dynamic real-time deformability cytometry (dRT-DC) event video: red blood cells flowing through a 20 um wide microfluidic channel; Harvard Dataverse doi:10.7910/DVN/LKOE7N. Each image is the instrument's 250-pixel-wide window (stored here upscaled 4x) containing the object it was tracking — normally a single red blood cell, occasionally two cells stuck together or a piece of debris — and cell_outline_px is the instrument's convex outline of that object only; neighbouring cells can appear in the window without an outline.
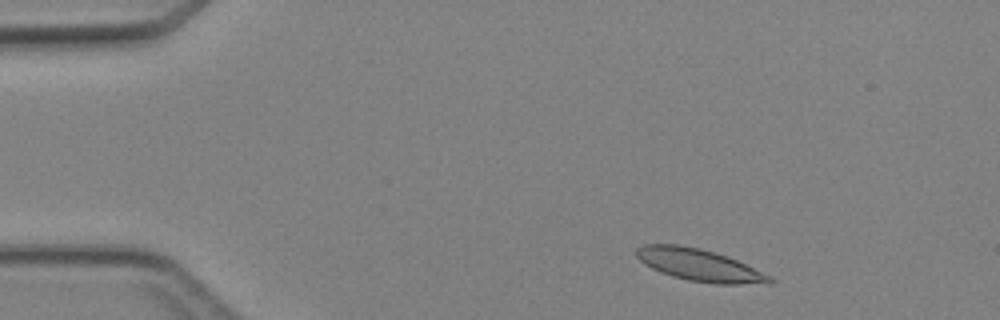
{"species": "Egyptian fruit bat (a non-hibernating species)", "species_latin": "Rousettus aegyptiacus", "temperature_condition": "cold", "stored_images_in_passage": 3, "camera_frame_rate_fps": 3000, "um_per_image_px": 0.085, "animal": {"sex": "female"}, "frame": {"image": 1, "passage_image": 1, "time_ms": 0.0, "image_size_px": [1000, 320], "cell_outline_px": [[776, 280], [772, 284], [716, 284], [688, 280], [672, 276], [660, 272], [644, 264], [636, 256], [636, 248], [644, 244], [680, 244], [700, 248], [716, 252], [728, 256], [772, 276]], "centroid_in_image_um": [59.48, 22.53], "position_along_channel_um": 25.5, "area_um2": 25.26}}
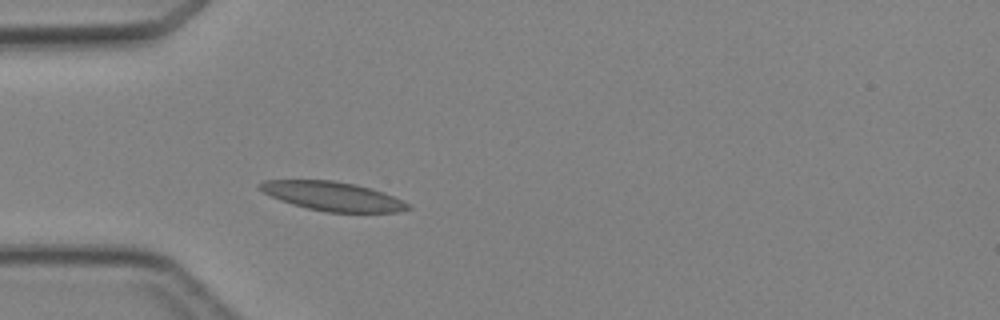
{"frame": {"image": 2, "passage_image": 3, "time_ms": 2.333, "image_size_px": [1000, 320], "cell_outline_px": [[412, 208], [400, 212], [328, 212], [308, 208], [292, 204], [280, 200], [264, 192], [256, 184], [264, 180], [332, 180], [356, 184], [372, 188], [384, 192], [408, 204]], "centroid_in_image_um": [28.28, 16.67], "position_along_channel_um": 56.7, "area_um2": 24.91}}